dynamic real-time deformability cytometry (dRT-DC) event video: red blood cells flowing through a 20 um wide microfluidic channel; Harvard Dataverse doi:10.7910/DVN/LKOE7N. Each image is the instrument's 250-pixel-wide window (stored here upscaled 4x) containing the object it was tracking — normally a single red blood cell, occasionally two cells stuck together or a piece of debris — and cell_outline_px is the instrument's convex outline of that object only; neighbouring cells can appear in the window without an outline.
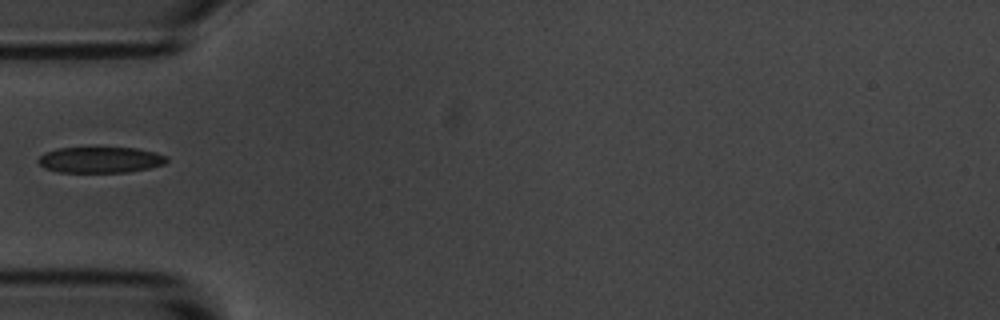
{"species": "common noctule bat (a hibernating species)", "species_latin": "Nyctalus noctula", "temperature_condition": "room temperature", "stored_images_in_passage": 38, "camera_frame_rate_fps": 3000, "um_per_image_px": 0.085, "animal": {"sex": "male", "body_mass_g": 20.1, "forearm_length_mm": 53.5}, "frame": {"image": 1, "passage_image": 1, "time_ms": 0.0, "image_size_px": [1000, 320], "cell_outline_px": [[168, 160], [164, 164], [148, 168], [128, 172], [56, 172], [44, 168], [36, 160], [44, 152], [60, 148], [136, 148], [156, 152], [168, 156]], "centroid_in_image_um": [8.52, 13.59], "position_along_channel_um": 76.5, "area_um2": 19.48}}
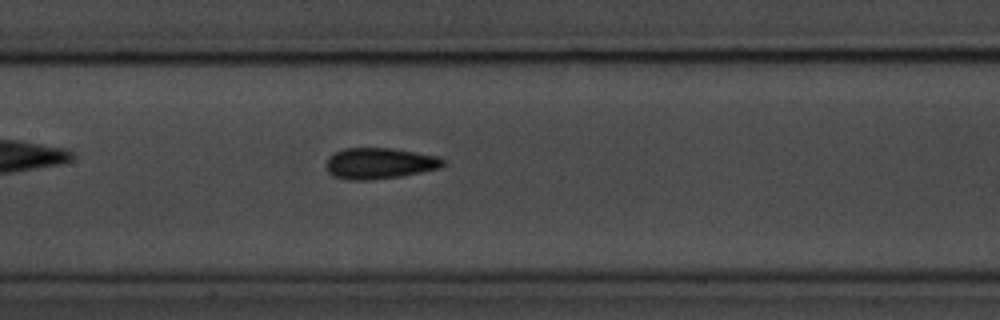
{"frame": {"image": 2, "passage_image": 9, "time_ms": 2.667, "image_size_px": [1000, 320], "cell_outline_px": [[444, 164], [440, 168], [400, 176], [364, 180], [344, 180], [332, 176], [328, 172], [328, 156], [344, 148], [392, 148], [416, 152], [436, 156], [444, 160]], "centroid_in_image_um": [32.24, 13.88], "position_along_channel_um": 175.2, "area_um2": 20.98}}
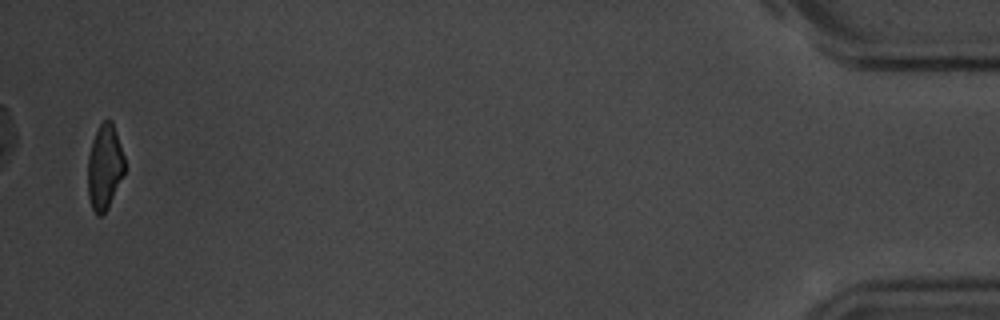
{"frame": {"image": 3, "passage_image": 37, "time_ms": 12.0, "image_size_px": [1000, 320], "cell_outline_px": [[124, 172], [108, 208], [100, 216], [96, 216], [92, 208], [88, 196], [88, 156], [92, 140], [100, 124], [104, 120], [112, 120], [124, 156]], "centroid_in_image_um": [8.88, 14.2], "position_along_channel_um": 426.3, "area_um2": 18.09}}